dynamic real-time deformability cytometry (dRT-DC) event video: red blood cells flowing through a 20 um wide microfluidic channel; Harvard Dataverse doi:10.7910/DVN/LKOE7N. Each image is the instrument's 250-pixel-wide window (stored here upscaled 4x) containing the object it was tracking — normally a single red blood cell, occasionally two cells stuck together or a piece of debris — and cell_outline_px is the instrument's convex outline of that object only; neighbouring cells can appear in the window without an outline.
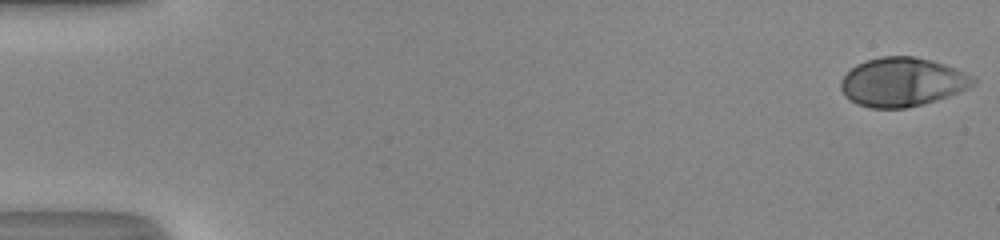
{"species": "human", "species_latin": "Homo sapiens", "temperature_condition": "room temperature", "stored_images_in_passage": 51, "camera_frame_rate_fps": 3000, "um_per_image_px": 0.085, "donor": {"sex": "male"}, "frame": {"image": 1, "passage_image": 1, "time_ms": 0.0, "image_size_px": [1000, 240], "cell_outline_px": [[976, 80], [968, 88], [948, 96], [924, 104], [904, 108], [872, 108], [856, 104], [844, 96], [840, 88], [840, 80], [856, 64], [880, 56], [912, 56], [932, 60], [956, 68]], "centroid_in_image_um": [76.64, 6.97], "position_along_channel_um": 8.4, "area_um2": 37.51}}
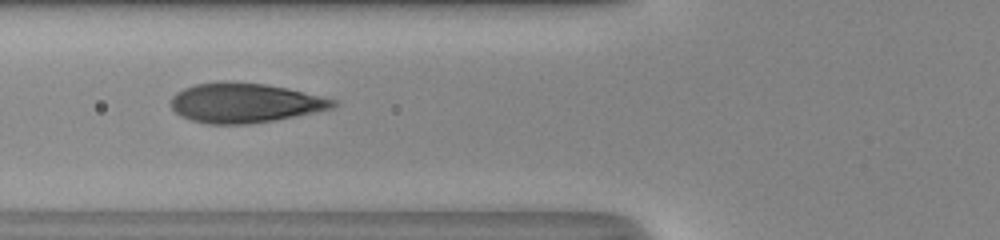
{"frame": {"image": 2, "passage_image": 21, "time_ms": 6.667, "image_size_px": [1000, 240], "cell_outline_px": [[340, 104], [332, 108], [272, 120], [248, 124], [212, 124], [192, 120], [180, 116], [172, 108], [172, 96], [176, 92], [184, 88], [196, 84], [224, 80], [264, 84], [288, 88], [336, 100]], "centroid_in_image_um": [20.78, 8.73], "position_along_channel_um": 105.0, "area_um2": 37.17}}
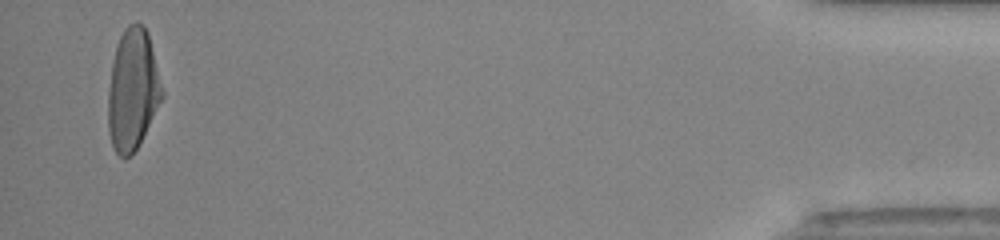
{"frame": {"image": 3, "passage_image": 50, "time_ms": 16.333, "image_size_px": [1000, 240], "cell_outline_px": [[164, 96], [136, 148], [128, 156], [120, 156], [112, 148], [108, 128], [108, 88], [112, 60], [116, 44], [124, 28], [128, 24], [136, 20], [144, 24], [148, 32], [164, 92]], "centroid_in_image_um": [11.27, 7.55], "position_along_channel_um": 423.9, "area_um2": 38.26}, "authors_computed_cell_mechanics": {"area_um2": 37.281, "velocity_mm_per_s": 4.1529, "shape_relaxation_time_tau1_ms": 3.8111, "shape_relaxation_time_tau2_ms": null, "deformation_change_tau1": 0.2353, "deformation_change_tau2": null}}